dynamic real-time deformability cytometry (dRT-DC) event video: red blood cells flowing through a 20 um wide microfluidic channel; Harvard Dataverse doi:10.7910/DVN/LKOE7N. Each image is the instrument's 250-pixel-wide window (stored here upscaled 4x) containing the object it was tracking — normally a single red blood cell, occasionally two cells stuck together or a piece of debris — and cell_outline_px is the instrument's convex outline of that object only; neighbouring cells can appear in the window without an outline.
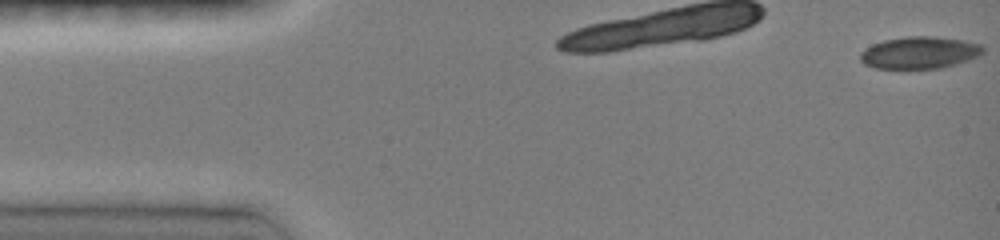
{"species": "common noctule bat (a hibernating species)", "species_latin": "Nyctalus noctula", "temperature_condition": "room temperature", "stored_images_in_passage": 32, "camera_frame_rate_fps": 3000, "um_per_image_px": 0.085, "animal": {"sex": "female", "body_mass_g": 19.0, "forearm_length_mm": 51.5}, "frame": {"image": 1, "passage_image": 1, "time_ms": 0.0, "image_size_px": [1000, 240], "cell_outline_px": [[984, 52], [980, 56], [956, 64], [940, 68], [876, 68], [864, 64], [860, 60], [860, 52], [872, 44], [884, 40], [908, 36], [932, 36], [960, 40], [980, 44], [984, 48]], "centroid_in_image_um": [78.16, 4.47], "position_along_channel_um": 6.8, "area_um2": 22.83}}